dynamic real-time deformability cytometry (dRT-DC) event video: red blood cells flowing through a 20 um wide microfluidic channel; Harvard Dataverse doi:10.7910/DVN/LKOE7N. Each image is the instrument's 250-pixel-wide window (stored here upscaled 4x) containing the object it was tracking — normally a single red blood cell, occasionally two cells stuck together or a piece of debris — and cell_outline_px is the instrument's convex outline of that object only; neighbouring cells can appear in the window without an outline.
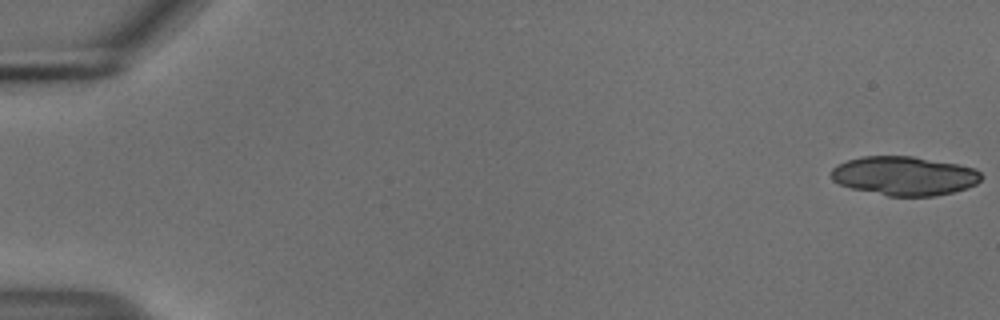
{"species": "common noctule bat (a hibernating species)", "species_latin": "Nyctalus noctula", "temperature_condition": "cold", "stored_images_in_passage": 41, "camera_frame_rate_fps": 3000, "um_per_image_px": 0.085, "animal": {"sex": "male", "body_mass_g": 18.8}, "frame": {"image": 1, "passage_image": 1, "time_ms": 0.0, "image_size_px": [1000, 320], "cell_outline_px": [[984, 176], [976, 184], [968, 188], [936, 196], [888, 196], [852, 188], [840, 184], [832, 180], [832, 168], [848, 160], [860, 156], [912, 156], [956, 164], [976, 168]], "centroid_in_image_um": [76.9, 14.95], "position_along_channel_um": 8.1, "area_um2": 34.04}}
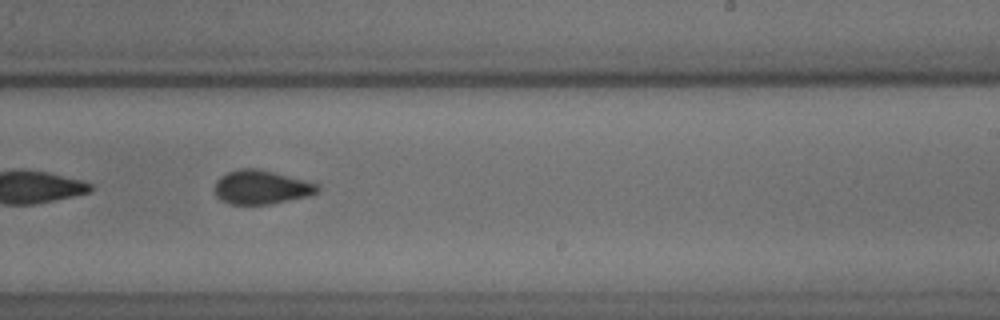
{"frame": {"image": 2, "passage_image": 35, "time_ms": 11.333, "image_size_px": [1000, 320], "cell_outline_px": [[320, 188], [316, 192], [308, 196], [268, 204], [228, 204], [220, 200], [216, 196], [216, 180], [220, 176], [228, 172], [240, 168], [260, 168], [320, 184]], "centroid_in_image_um": [22.21, 15.9], "position_along_channel_um": 266.8, "area_um2": 20.35}}